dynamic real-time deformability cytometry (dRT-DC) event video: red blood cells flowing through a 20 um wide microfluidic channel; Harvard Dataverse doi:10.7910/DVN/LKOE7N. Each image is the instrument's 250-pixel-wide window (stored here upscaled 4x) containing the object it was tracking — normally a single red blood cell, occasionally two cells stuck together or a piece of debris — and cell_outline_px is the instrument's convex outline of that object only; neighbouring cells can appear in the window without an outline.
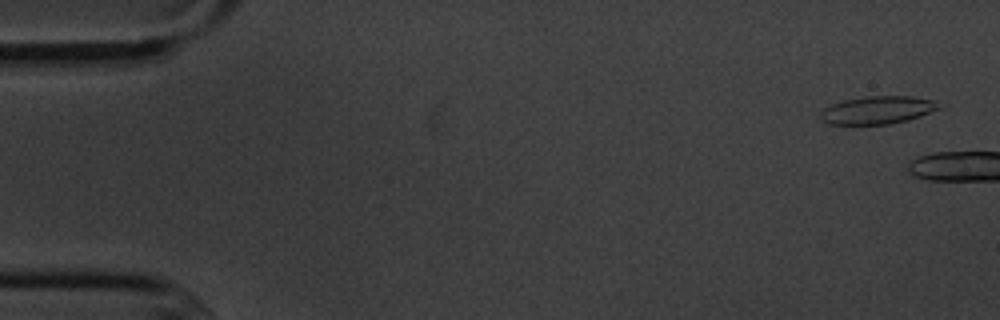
{"species": "common noctule bat (a hibernating species)", "species_latin": "Nyctalus noctula", "temperature_condition": "cold", "stored_images_in_passage": 3, "camera_frame_rate_fps": 3000, "um_per_image_px": 0.085, "animal": {"sex": "male", "body_mass_g": 20.1, "forearm_length_mm": 53.5}, "frame": {"image": 1, "passage_image": 1, "time_ms": 0.0, "image_size_px": [1000, 320], "cell_outline_px": [[940, 108], [920, 116], [908, 120], [888, 124], [828, 124], [820, 120], [820, 112], [824, 108], [832, 104], [844, 100], [864, 96], [912, 96], [932, 100], [940, 104]], "centroid_in_image_um": [74.56, 9.35], "position_along_channel_um": 10.4, "area_um2": 19.19}}